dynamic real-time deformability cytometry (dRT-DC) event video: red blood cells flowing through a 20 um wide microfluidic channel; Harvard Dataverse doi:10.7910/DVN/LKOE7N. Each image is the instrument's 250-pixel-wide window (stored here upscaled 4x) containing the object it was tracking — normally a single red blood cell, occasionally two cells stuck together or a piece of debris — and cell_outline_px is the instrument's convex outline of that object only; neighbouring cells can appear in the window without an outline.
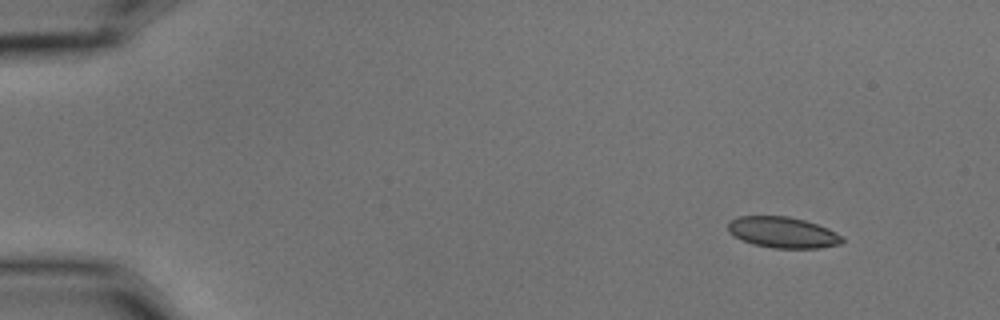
{"species": "common noctule bat (a hibernating species)", "species_latin": "Nyctalus noctula", "temperature_condition": "cold", "stored_images_in_passage": 8, "camera_frame_rate_fps": 3000, "um_per_image_px": 0.085, "animal": {"sex": "male", "body_mass_g": 15.6}, "frame": {"image": 1, "passage_image": 1, "time_ms": 0.0, "image_size_px": [1000, 320], "cell_outline_px": [[844, 240], [840, 244], [820, 248], [772, 248], [752, 244], [728, 232], [728, 220], [740, 216], [788, 216], [804, 220], [828, 228], [844, 236]], "centroid_in_image_um": [66.55, 19.75], "position_along_channel_um": 18.4, "area_um2": 20.69}}
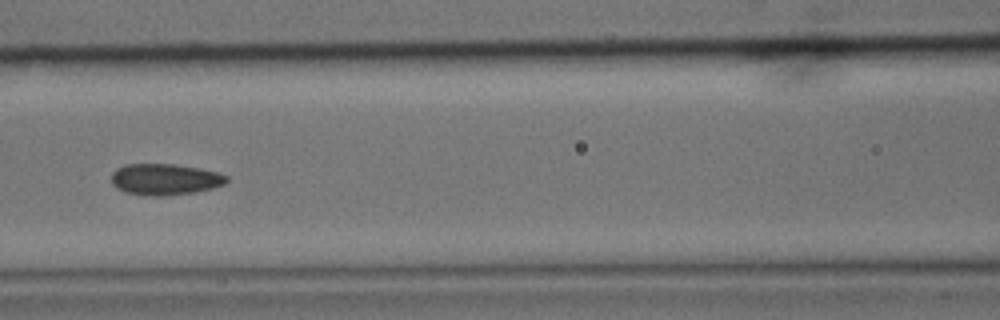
{"frame": {"image": 2, "passage_image": 6, "time_ms": 1.667, "image_size_px": [1000, 320], "cell_outline_px": [[228, 180], [224, 184], [212, 188], [196, 192], [164, 196], [144, 196], [128, 192], [116, 188], [112, 184], [112, 172], [116, 168], [124, 164], [176, 164], [200, 168], [216, 172], [228, 176]], "centroid_in_image_um": [14.01, 15.24], "position_along_channel_um": 152.6, "area_um2": 21.15}}
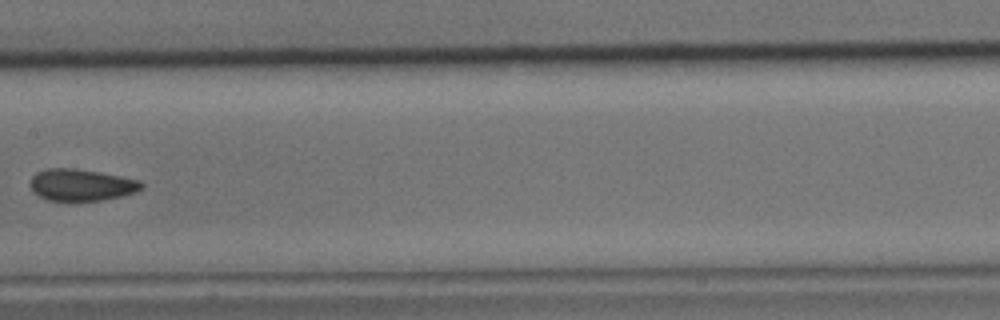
{"frame": {"image": 3, "passage_image": 7, "time_ms": 2.0, "image_size_px": [1000, 320], "cell_outline_px": [[144, 188], [136, 192], [120, 196], [100, 200], [48, 200], [32, 192], [28, 184], [32, 176], [36, 172], [48, 168], [76, 168], [120, 176], [140, 180], [144, 184]], "centroid_in_image_um": [6.89, 15.7], "position_along_channel_um": 200.5, "area_um2": 20.63}}